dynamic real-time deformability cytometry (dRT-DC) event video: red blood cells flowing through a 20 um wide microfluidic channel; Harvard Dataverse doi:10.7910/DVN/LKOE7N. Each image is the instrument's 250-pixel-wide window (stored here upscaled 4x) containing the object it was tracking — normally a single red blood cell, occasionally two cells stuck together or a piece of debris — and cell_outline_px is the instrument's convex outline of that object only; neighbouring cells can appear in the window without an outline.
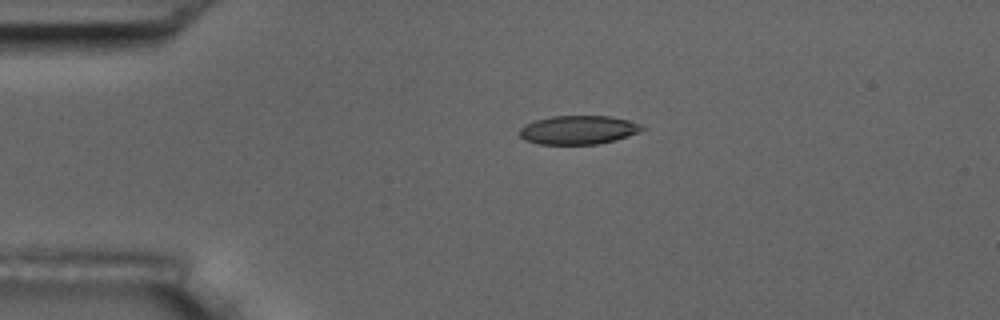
{"species": "common noctule bat (a hibernating species)", "species_latin": "Nyctalus noctula", "temperature_condition": "room temperature", "stored_images_in_passage": 3, "camera_frame_rate_fps": 3000, "um_per_image_px": 0.085, "animal": {"sex": "male", "body_mass_g": 17.5, "forearm_length_mm": 52.3}, "frame": {"image": 1, "passage_image": 3, "time_ms": 2.333, "image_size_px": [1000, 320], "cell_outline_px": [[648, 128], [640, 132], [616, 140], [596, 144], [540, 144], [524, 140], [520, 136], [520, 128], [524, 124], [536, 120], [552, 116], [608, 116], [628, 120], [640, 124]], "centroid_in_image_um": [49.18, 11.04], "position_along_channel_um": 35.8, "area_um2": 20.58}}